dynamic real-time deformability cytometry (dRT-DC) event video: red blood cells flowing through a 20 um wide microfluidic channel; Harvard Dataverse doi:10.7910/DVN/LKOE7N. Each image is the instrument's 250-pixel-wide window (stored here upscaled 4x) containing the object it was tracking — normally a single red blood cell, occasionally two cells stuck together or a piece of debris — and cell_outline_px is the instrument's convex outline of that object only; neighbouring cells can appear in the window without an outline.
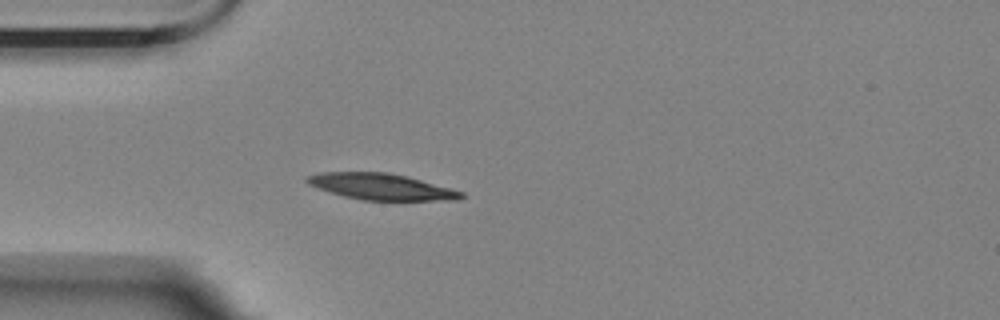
{"species": "Egyptian fruit bat (a non-hibernating species)", "species_latin": "Rousettus aegyptiacus", "temperature_condition": "room temperature", "stored_images_in_passage": 3, "camera_frame_rate_fps": 3000, "um_per_image_px": 0.085, "animal": {"sex": "female"}, "frame": {"image": 1, "passage_image": 3, "time_ms": 3.333, "image_size_px": [1000, 320], "cell_outline_px": [[464, 196], [460, 200], [364, 200], [344, 196], [308, 184], [304, 180], [304, 176], [320, 172], [388, 172], [452, 188], [464, 192]], "centroid_in_image_um": [32.4, 15.86], "position_along_channel_um": 52.6, "area_um2": 23.41}}